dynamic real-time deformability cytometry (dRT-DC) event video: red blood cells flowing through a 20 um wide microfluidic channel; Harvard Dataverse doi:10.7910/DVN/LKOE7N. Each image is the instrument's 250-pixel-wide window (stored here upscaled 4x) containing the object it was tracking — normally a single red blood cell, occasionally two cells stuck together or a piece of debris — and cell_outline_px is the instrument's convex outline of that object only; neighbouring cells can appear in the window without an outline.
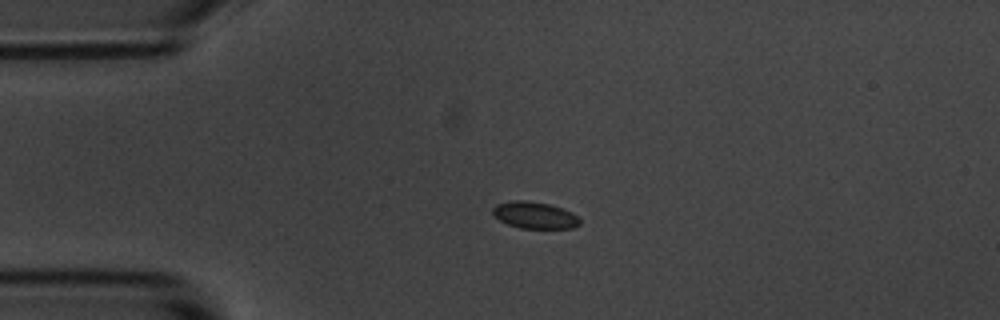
{"species": "common noctule bat (a hibernating species)", "species_latin": "Nyctalus noctula", "temperature_condition": "room temperature", "stored_images_in_passage": 44, "camera_frame_rate_fps": 3000, "um_per_image_px": 0.085, "animal": {"sex": "male", "body_mass_g": 20.1, "forearm_length_mm": 53.5}, "frame": {"image": 1, "passage_image": 1, "time_ms": 0.0, "image_size_px": [1000, 320], "cell_outline_px": [[580, 224], [572, 228], [520, 228], [508, 224], [500, 220], [492, 212], [492, 208], [496, 204], [512, 200], [524, 200], [548, 204], [572, 212], [580, 220]], "centroid_in_image_um": [45.43, 18.29], "position_along_channel_um": 39.6, "area_um2": 13.41}}
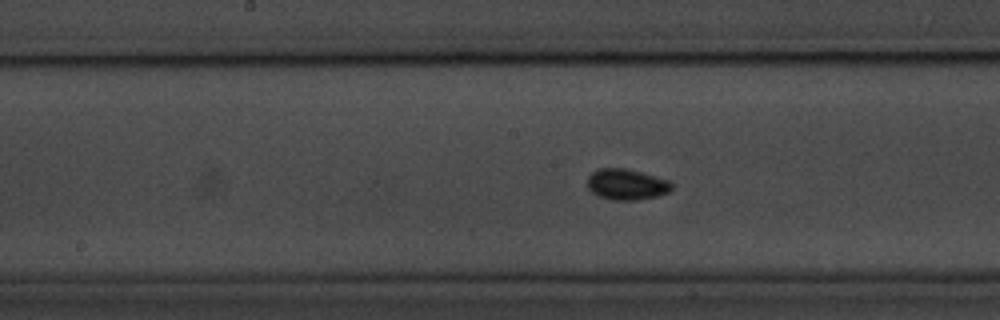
{"frame": {"image": 2, "passage_image": 16, "time_ms": 5.0, "image_size_px": [1000, 320], "cell_outline_px": [[672, 188], [668, 192], [656, 196], [636, 200], [612, 200], [596, 196], [588, 188], [588, 176], [596, 168], [624, 168], [640, 172], [668, 180], [672, 184]], "centroid_in_image_um": [53.21, 15.67], "position_along_channel_um": 195.0, "area_um2": 15.14}}
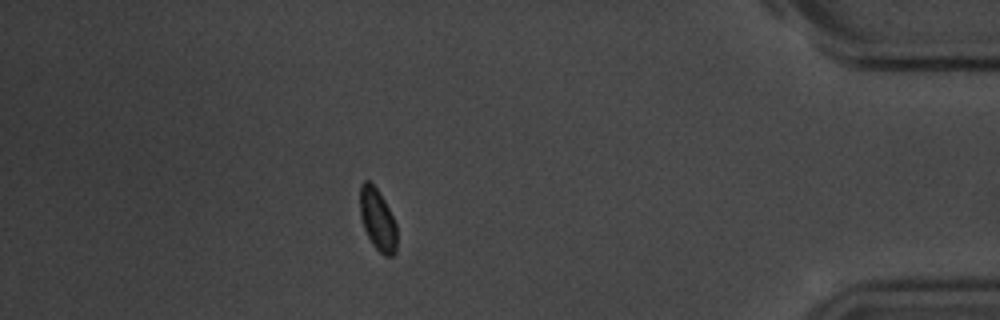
{"frame": {"image": 3, "passage_image": 37, "time_ms": 12.0, "image_size_px": [1000, 320], "cell_outline_px": [[396, 252], [392, 256], [384, 256], [372, 244], [364, 228], [360, 216], [360, 184], [364, 180], [368, 180], [376, 188], [384, 200], [396, 224]], "centroid_in_image_um": [32.08, 18.67], "position_along_channel_um": 403.1, "area_um2": 13.18}, "authors_computed_cell_mechanics": {"area_um2": 13.7853, "velocity_mm_per_s": 3.6192, "shape_relaxation_time_tau1_ms": null, "shape_relaxation_time_tau2_ms": 4.4757, "deformation_change_tau1": null, "deformation_change_tau2": 0.0625}}